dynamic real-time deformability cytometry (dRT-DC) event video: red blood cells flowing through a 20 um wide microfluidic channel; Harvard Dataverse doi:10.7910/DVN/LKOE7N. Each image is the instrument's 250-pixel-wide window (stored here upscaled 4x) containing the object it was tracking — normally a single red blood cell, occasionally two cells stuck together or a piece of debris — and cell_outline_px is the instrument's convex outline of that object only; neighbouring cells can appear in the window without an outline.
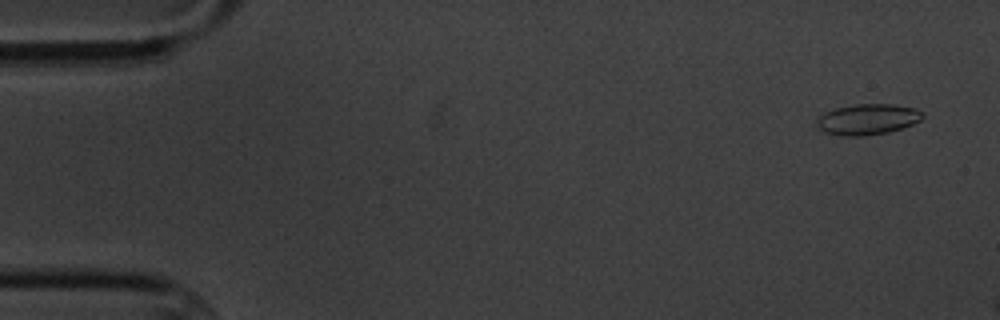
{"species": "common noctule bat (a hibernating species)", "species_latin": "Nyctalus noctula", "temperature_condition": "cold", "stored_images_in_passage": 3, "camera_frame_rate_fps": 3000, "um_per_image_px": 0.085, "animal": {"sex": "male", "body_mass_g": 20.1, "forearm_length_mm": 53.5}, "frame": {"image": 1, "passage_image": 1, "time_ms": 0.0, "image_size_px": [1000, 320], "cell_outline_px": [[924, 116], [920, 120], [912, 124], [888, 132], [864, 136], [844, 136], [824, 132], [816, 124], [816, 120], [824, 112], [836, 108], [856, 104], [892, 104], [916, 108], [924, 112]], "centroid_in_image_um": [73.75, 10.14], "position_along_channel_um": 11.2, "area_um2": 18.96}}